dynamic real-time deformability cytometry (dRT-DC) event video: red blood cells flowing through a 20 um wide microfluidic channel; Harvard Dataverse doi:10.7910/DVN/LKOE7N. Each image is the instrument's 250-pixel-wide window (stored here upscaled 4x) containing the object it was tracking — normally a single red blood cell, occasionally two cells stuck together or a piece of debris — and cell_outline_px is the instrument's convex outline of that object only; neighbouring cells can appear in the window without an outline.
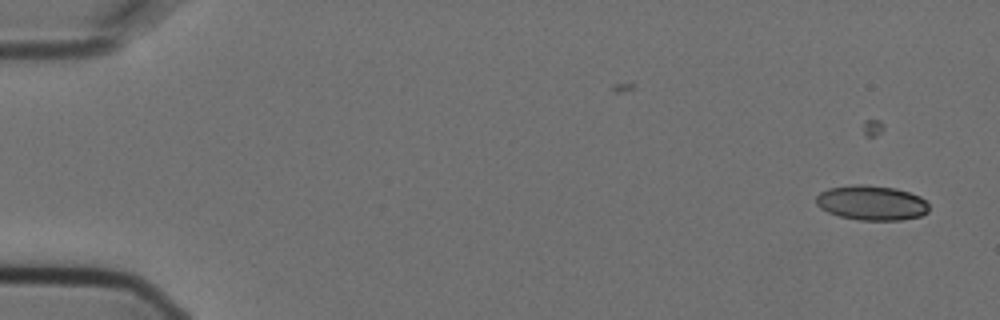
{"species": "Egyptian fruit bat (a non-hibernating species)", "species_latin": "Rousettus aegyptiacus", "temperature_condition": "cold", "stored_images_in_passage": 6, "camera_frame_rate_fps": 3000, "um_per_image_px": 0.085, "animal": {"sex": "female"}, "frame": {"image": 1, "passage_image": 1, "time_ms": 0.0, "image_size_px": [1000, 320], "cell_outline_px": [[928, 212], [920, 216], [900, 220], [860, 220], [840, 216], [828, 212], [820, 208], [816, 204], [816, 196], [820, 192], [828, 188], [856, 184], [864, 184], [896, 188], [920, 196], [928, 204]], "centroid_in_image_um": [74.07, 17.23], "position_along_channel_um": 10.9, "area_um2": 22.89}}
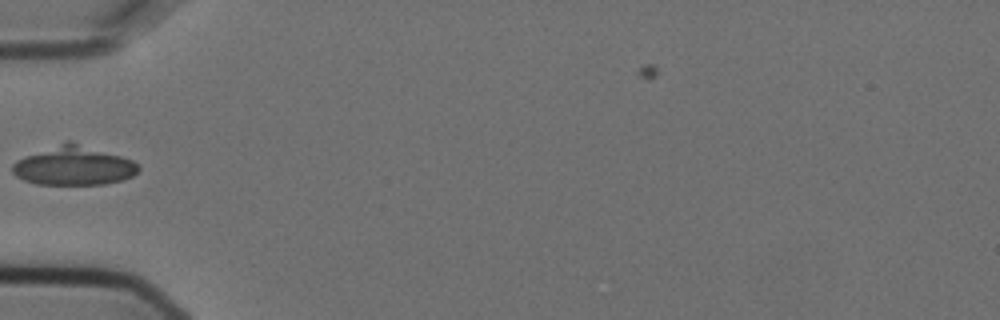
{"frame": {"image": 2, "passage_image": 5, "time_ms": 1.333, "image_size_px": [1000, 320], "cell_outline_px": [[140, 168], [132, 176], [124, 180], [104, 184], [36, 184], [24, 180], [16, 176], [12, 172], [12, 164], [16, 160], [24, 156], [64, 140], [68, 140], [120, 156], [132, 160]], "centroid_in_image_um": [6.22, 14.08], "position_along_channel_um": 78.8, "area_um2": 28.61}}
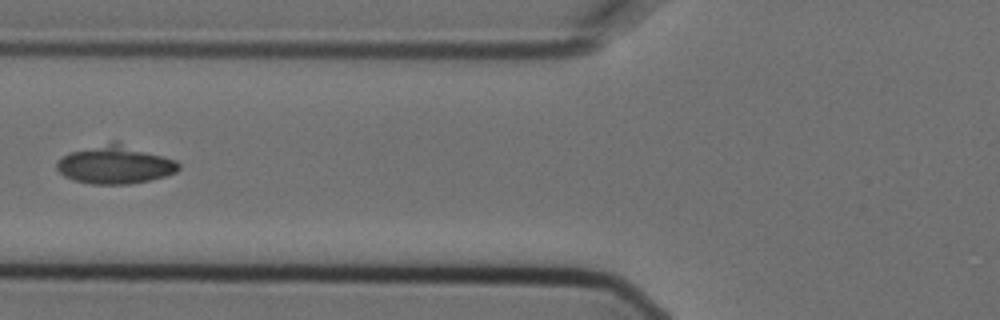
{"frame": {"image": 3, "passage_image": 6, "time_ms": 1.667, "image_size_px": [1000, 320], "cell_outline_px": [[180, 168], [176, 172], [164, 176], [148, 180], [128, 184], [92, 184], [72, 180], [64, 176], [56, 168], [56, 164], [68, 152], [112, 140], [116, 140], [176, 160], [180, 164]], "centroid_in_image_um": [9.78, 13.97], "position_along_channel_um": 116.0, "area_um2": 27.4}}